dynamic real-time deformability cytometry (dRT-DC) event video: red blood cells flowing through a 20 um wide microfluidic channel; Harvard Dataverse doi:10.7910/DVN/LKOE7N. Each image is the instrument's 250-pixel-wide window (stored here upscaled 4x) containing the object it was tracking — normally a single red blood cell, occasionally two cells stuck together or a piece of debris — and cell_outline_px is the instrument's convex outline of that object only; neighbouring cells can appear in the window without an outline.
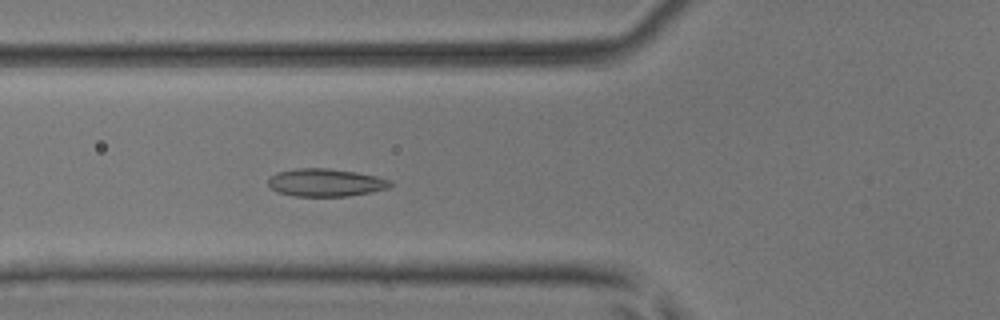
{"species": "common noctule bat (a hibernating species)", "species_latin": "Nyctalus noctula", "temperature_condition": "room temperature", "stored_images_in_passage": 45, "camera_frame_rate_fps": 3000, "um_per_image_px": 0.085, "animal": {"sex": "male", "body_mass_g": 17.9, "forearm_length_mm": 54.2}, "frame": {"image": 1, "passage_image": 13, "time_ms": 4.0, "image_size_px": [1000, 320], "cell_outline_px": [[392, 184], [388, 188], [372, 192], [348, 196], [296, 196], [276, 192], [268, 184], [268, 176], [276, 172], [296, 168], [328, 168], [356, 172], [376, 176], [392, 180]], "centroid_in_image_um": [27.66, 15.51], "position_along_channel_um": 98.1, "area_um2": 19.94}}
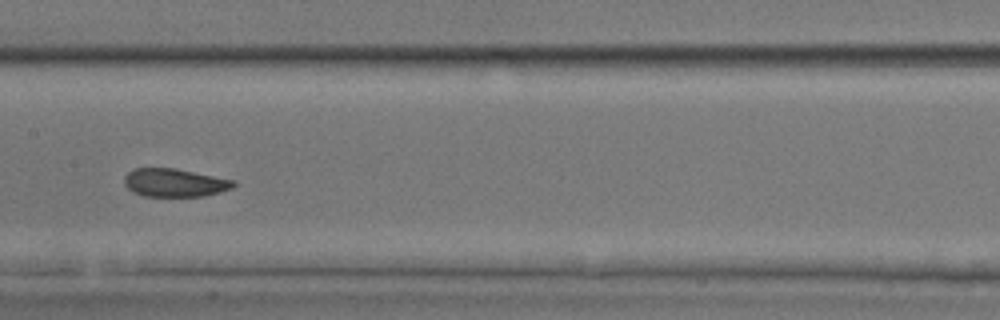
{"frame": {"image": 2, "passage_image": 20, "time_ms": 6.333, "image_size_px": [1000, 320], "cell_outline_px": [[236, 184], [232, 188], [220, 192], [204, 196], [144, 196], [132, 192], [124, 184], [124, 176], [132, 168], [176, 168], [236, 180]], "centroid_in_image_um": [14.84, 15.52], "position_along_channel_um": 192.6, "area_um2": 18.15}}
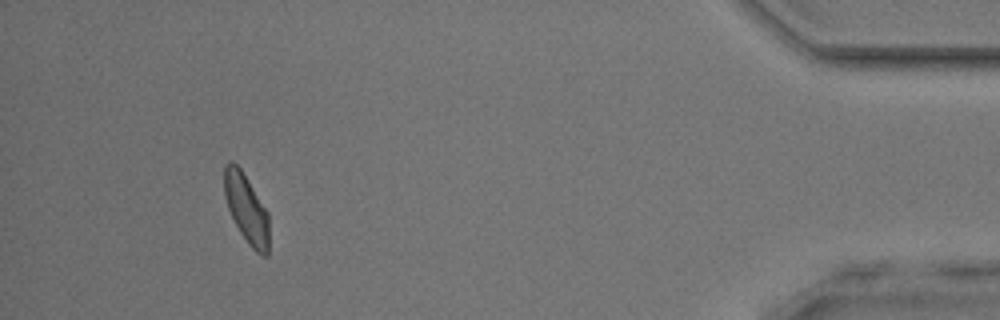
{"frame": {"image": 3, "passage_image": 41, "time_ms": 13.333, "image_size_px": [1000, 320], "cell_outline_px": [[268, 256], [260, 256], [248, 244], [240, 232], [228, 208], [224, 196], [224, 168], [232, 160], [240, 168], [268, 212]], "centroid_in_image_um": [20.95, 17.76], "position_along_channel_um": 414.3, "area_um2": 17.74}, "authors_computed_cell_mechanics": {"area_um2": 18.4382, "velocity_mm_per_s": 4.0467, "shape_relaxation_time_tau1_ms": 3.951, "shape_relaxation_time_tau2_ms": 2.1352, "deformation_change_tau1": 0.0941, "deformation_change_tau2": 0.065}}